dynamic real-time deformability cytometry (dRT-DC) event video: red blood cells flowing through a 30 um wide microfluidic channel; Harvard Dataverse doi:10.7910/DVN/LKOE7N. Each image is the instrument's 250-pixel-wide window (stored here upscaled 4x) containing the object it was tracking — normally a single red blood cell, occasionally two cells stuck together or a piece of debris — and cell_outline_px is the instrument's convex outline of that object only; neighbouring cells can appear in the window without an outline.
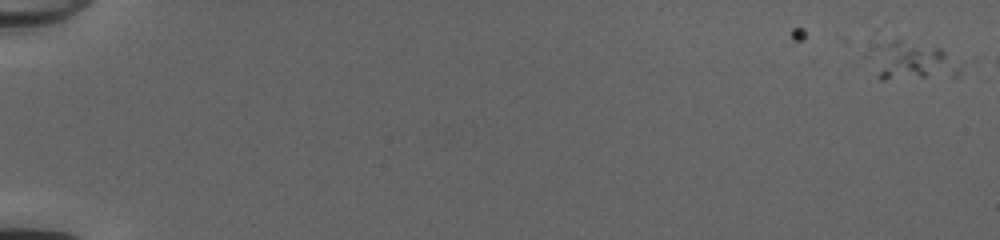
{"species": "common noctule bat (a hibernating species)", "species_latin": "Nyctalus noctula", "temperature_condition": "cold", "stored_images_in_passage": 3, "camera_frame_rate_fps": 3000, "um_per_image_px": 0.085, "animal": {"sex": "female", "body_mass_g": 20.0, "forearm_length_mm": 54.0}, "frame": {"image": 1, "passage_image": 2, "time_ms": 0.333, "image_size_px": [1000, 240], "cell_outline_px": [[960, 76], [884, 80], [880, 80], [876, 76], [888, 44], [892, 40], [900, 40], [940, 48], [944, 52], [960, 72]], "centroid_in_image_um": [77.76, 5.29], "position_along_channel_um": 7.2, "area_um2": 17.34}}